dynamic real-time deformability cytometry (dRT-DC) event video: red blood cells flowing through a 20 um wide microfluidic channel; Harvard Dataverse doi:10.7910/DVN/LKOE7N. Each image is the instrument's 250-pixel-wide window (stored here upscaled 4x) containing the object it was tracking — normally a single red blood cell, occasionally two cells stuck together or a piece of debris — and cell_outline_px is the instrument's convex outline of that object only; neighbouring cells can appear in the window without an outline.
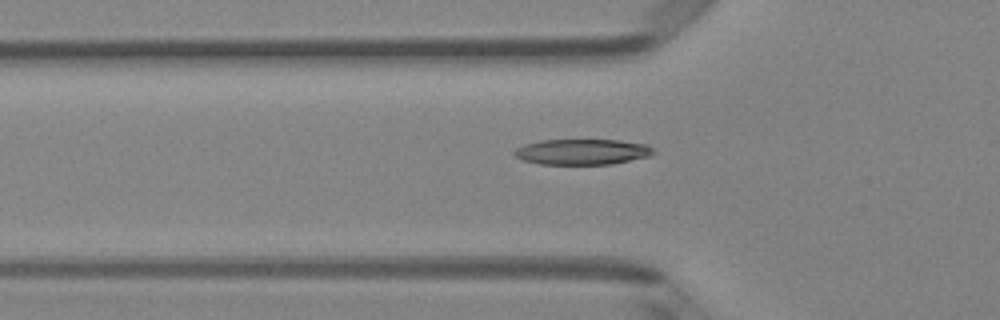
{"species": "Egyptian fruit bat (a non-hibernating species)", "species_latin": "Rousettus aegyptiacus", "temperature_condition": "room temperature", "stored_images_in_passage": 45, "camera_frame_rate_fps": 3000, "um_per_image_px": 0.085, "animal": {"sex": "female"}, "frame": {"image": 1, "passage_image": 17, "time_ms": 5.333, "image_size_px": [1000, 320], "cell_outline_px": [[652, 152], [644, 156], [604, 164], [544, 164], [528, 160], [516, 156], [516, 152], [520, 148], [528, 144], [548, 140], [612, 140], [640, 144], [648, 148]], "centroid_in_image_um": [49.41, 12.9], "position_along_channel_um": 76.4, "area_um2": 19.13}}
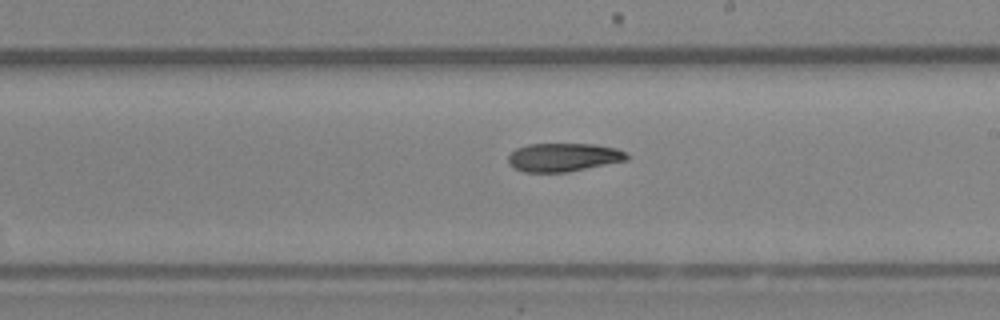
{"frame": {"image": 2, "passage_image": 29, "time_ms": 9.333, "image_size_px": [1000, 320], "cell_outline_px": [[628, 156], [624, 160], [560, 172], [528, 172], [516, 168], [508, 160], [508, 156], [512, 152], [520, 148], [532, 144], [588, 144], [612, 148], [624, 152]], "centroid_in_image_um": [47.83, 13.36], "position_along_channel_um": 241.2, "area_um2": 18.5}}
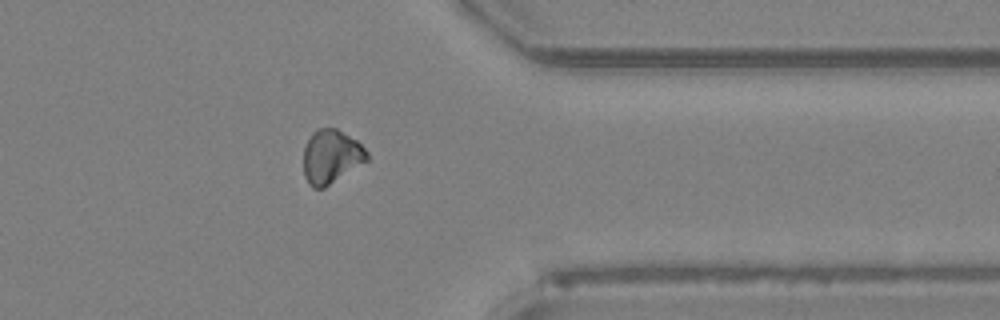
{"frame": {"image": 3, "passage_image": 40, "time_ms": 13.0, "image_size_px": [1000, 320], "cell_outline_px": [[368, 160], [324, 188], [316, 188], [308, 180], [304, 172], [304, 148], [308, 140], [320, 128], [336, 128], [356, 140], [368, 152]], "centroid_in_image_um": [28.17, 13.31], "position_along_channel_um": 383.2, "area_um2": 19.31}}